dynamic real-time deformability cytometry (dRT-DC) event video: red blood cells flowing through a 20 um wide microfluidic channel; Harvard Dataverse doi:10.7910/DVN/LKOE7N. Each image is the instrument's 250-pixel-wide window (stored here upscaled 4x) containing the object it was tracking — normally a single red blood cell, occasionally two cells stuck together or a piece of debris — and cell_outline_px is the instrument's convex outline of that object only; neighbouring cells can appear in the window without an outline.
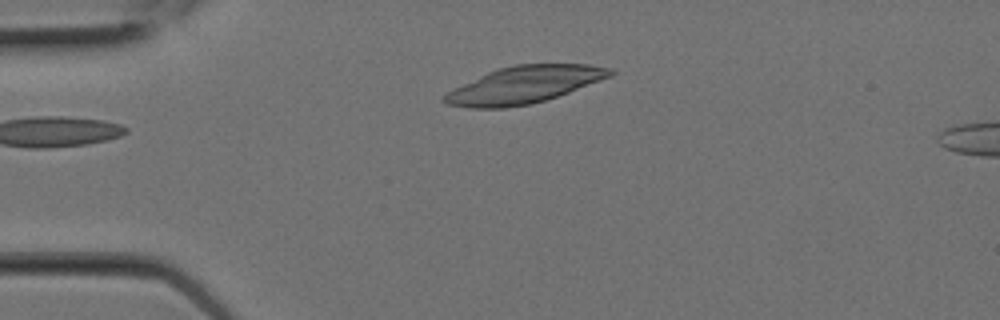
{"species": "Egyptian fruit bat (a non-hibernating species)", "species_latin": "Rousettus aegyptiacus", "temperature_condition": "room temperature", "stored_images_in_passage": 4, "camera_frame_rate_fps": 3000, "um_per_image_px": 0.085, "animal": {"sex": "female"}, "frame": {"image": 1, "passage_image": 4, "time_ms": 1.0, "image_size_px": [1000, 320], "cell_outline_px": [[616, 72], [612, 76], [568, 92], [544, 100], [528, 104], [504, 108], [468, 108], [448, 104], [440, 100], [440, 96], [488, 72], [500, 68], [516, 64], [588, 64], [612, 68]], "centroid_in_image_um": [44.57, 7.21], "position_along_channel_um": 40.4, "area_um2": 35.37}}